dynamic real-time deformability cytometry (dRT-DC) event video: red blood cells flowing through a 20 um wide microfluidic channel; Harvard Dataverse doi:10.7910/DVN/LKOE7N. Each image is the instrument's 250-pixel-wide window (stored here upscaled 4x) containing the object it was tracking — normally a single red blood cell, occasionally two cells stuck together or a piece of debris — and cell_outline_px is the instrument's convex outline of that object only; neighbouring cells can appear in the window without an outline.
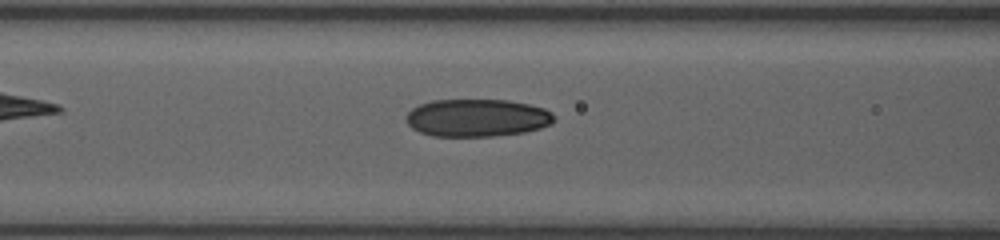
{"species": "human", "species_latin": "Homo sapiens", "temperature_condition": "room temperature", "stored_images_in_passage": 16, "segment_of_instrument_passage": [1, 2], "camera_frame_rate_fps": 3000, "um_per_image_px": 0.085, "donor": {"sex": "female"}, "frame": {"image": 1, "passage_image": 14, "time_ms": 5.667, "image_size_px": [1000, 240], "cell_outline_px": [[556, 116], [552, 124], [540, 128], [524, 132], [492, 136], [432, 136], [420, 132], [412, 128], [404, 120], [404, 116], [412, 108], [420, 104], [432, 100], [508, 100], [528, 104], [544, 108], [552, 112]], "centroid_in_image_um": [40.54, 10.01], "position_along_channel_um": 126.1, "area_um2": 32.66}}